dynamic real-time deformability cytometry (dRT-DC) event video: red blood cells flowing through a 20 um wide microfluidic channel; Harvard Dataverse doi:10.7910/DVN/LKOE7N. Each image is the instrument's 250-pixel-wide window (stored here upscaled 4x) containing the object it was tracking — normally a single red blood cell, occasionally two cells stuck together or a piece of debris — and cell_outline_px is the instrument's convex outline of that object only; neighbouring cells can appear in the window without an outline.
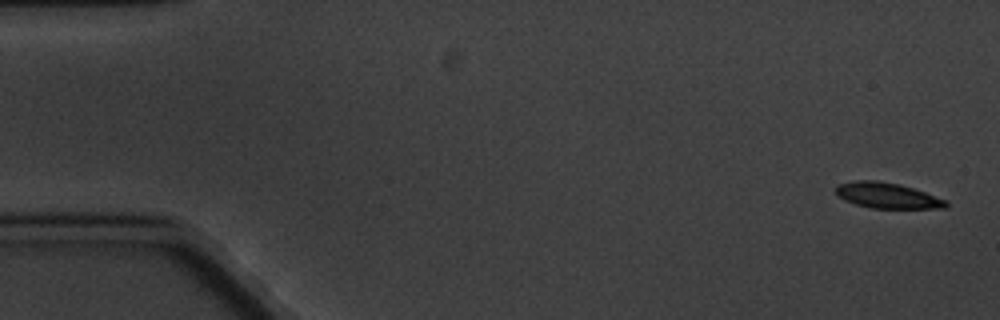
{"species": "common noctule bat (a hibernating species)", "species_latin": "Nyctalus noctula", "temperature_condition": "cold", "stored_images_in_passage": 5, "camera_frame_rate_fps": 3000, "um_per_image_px": 0.085, "animal": {"sex": "male", "body_mass_g": 20.1, "forearm_length_mm": 53.5}, "frame": {"image": 1, "passage_image": 1, "time_ms": 0.0, "image_size_px": [1000, 320], "cell_outline_px": [[948, 204], [944, 208], [872, 208], [856, 204], [844, 200], [836, 196], [836, 184], [856, 180], [880, 180], [900, 184], [924, 192], [944, 200]], "centroid_in_image_um": [75.33, 16.6], "position_along_channel_um": 9.7, "area_um2": 16.36}}
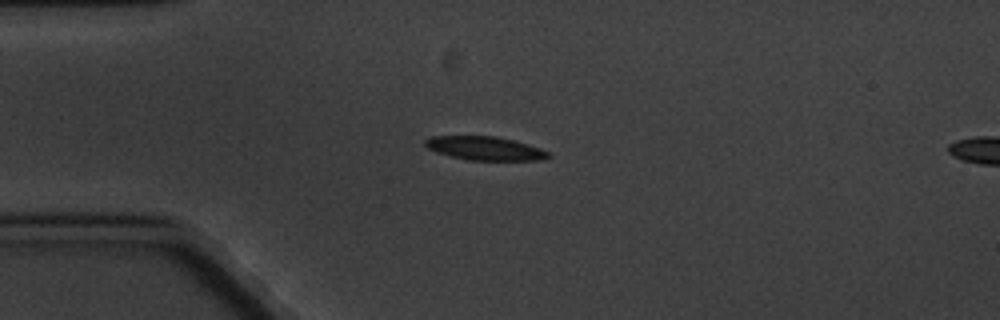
{"frame": {"image": 2, "passage_image": 4, "time_ms": 4.333, "image_size_px": [1000, 320], "cell_outline_px": [[552, 156], [540, 160], [468, 160], [436, 152], [428, 148], [424, 144], [424, 140], [428, 136], [496, 136], [528, 144], [540, 148], [548, 152]], "centroid_in_image_um": [41.2, 12.6], "position_along_channel_um": 43.8, "area_um2": 16.94}}